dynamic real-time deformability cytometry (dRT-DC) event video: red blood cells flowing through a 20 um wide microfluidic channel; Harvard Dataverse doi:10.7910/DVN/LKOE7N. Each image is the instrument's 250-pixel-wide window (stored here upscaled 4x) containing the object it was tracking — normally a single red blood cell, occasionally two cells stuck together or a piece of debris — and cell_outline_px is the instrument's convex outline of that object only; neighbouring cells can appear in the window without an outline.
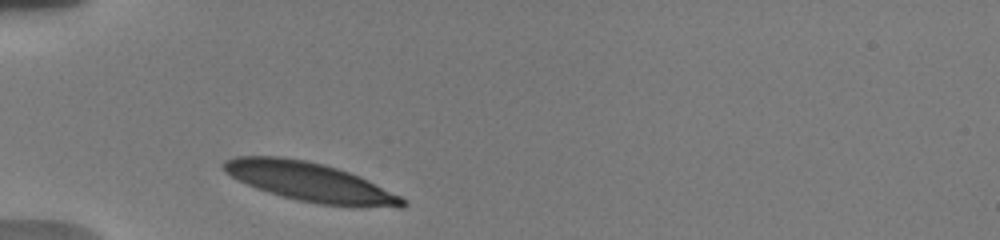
{"species": "human", "species_latin": "Homo sapiens", "temperature_condition": "warm", "stored_images_in_passage": 26, "camera_frame_rate_fps": 3000, "um_per_image_px": 0.085, "donor": {"sex": "male"}, "frame": {"image": 1, "passage_image": 1, "time_ms": 0.0, "image_size_px": [1000, 240], "cell_outline_px": [[408, 204], [404, 208], [352, 208], [320, 204], [296, 200], [268, 192], [256, 188], [232, 176], [224, 168], [224, 160], [236, 156], [280, 156], [304, 160], [324, 164], [360, 176], [408, 200]], "centroid_in_image_um": [26.47, 15.51], "position_along_channel_um": 58.5, "area_um2": 40.86}}
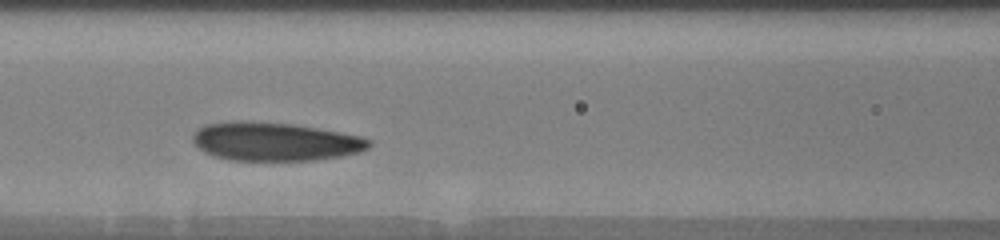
{"frame": {"image": 2, "passage_image": 8, "time_ms": 2.667, "image_size_px": [1000, 240], "cell_outline_px": [[372, 144], [368, 148], [356, 152], [340, 156], [312, 160], [228, 160], [212, 156], [204, 152], [192, 140], [192, 136], [196, 128], [204, 124], [236, 120], [292, 124], [316, 128], [360, 136], [372, 140]], "centroid_in_image_um": [23.3, 12.03], "position_along_channel_um": 143.3, "area_um2": 39.48}}
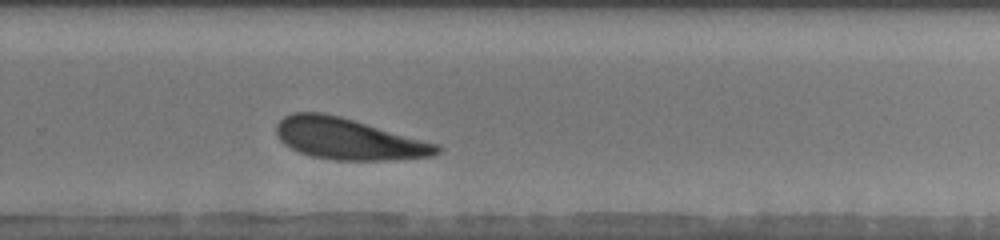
{"frame": {"image": 3, "passage_image": 18, "time_ms": 7.0, "image_size_px": [1000, 240], "cell_outline_px": [[440, 152], [432, 156], [384, 160], [336, 160], [312, 156], [300, 152], [284, 144], [280, 140], [276, 132], [276, 124], [284, 116], [292, 112], [324, 112], [340, 116], [440, 144]], "centroid_in_image_um": [29.61, 11.79], "position_along_channel_um": 300.2, "area_um2": 38.55}, "authors_computed_cell_mechanics": {"area_um2": 39.1306, "velocity_mm_per_s": 3.6329, "shape_relaxation_time_tau1_ms": 1.9848, "shape_relaxation_time_tau2_ms": null, "deformation_change_tau1": 0.0968, "deformation_change_tau2": null}}